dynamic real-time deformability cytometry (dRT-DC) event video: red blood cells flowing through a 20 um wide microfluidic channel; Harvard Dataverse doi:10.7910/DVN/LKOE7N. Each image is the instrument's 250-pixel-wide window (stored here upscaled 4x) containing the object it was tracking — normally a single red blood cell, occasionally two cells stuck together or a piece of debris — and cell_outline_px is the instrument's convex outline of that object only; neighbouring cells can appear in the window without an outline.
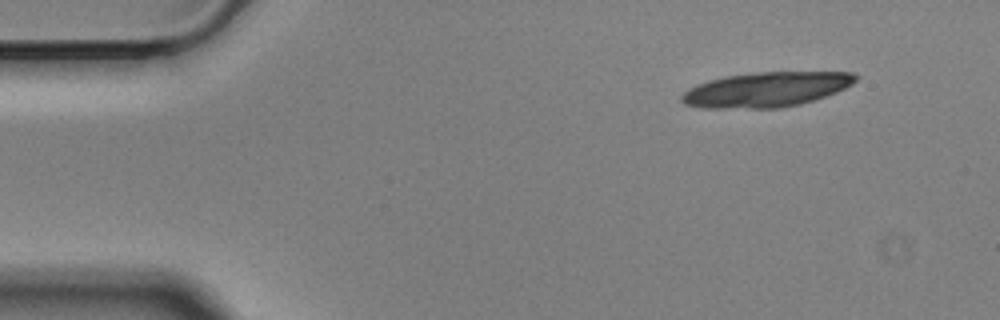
{"species": "Egyptian fruit bat (a non-hibernating species)", "species_latin": "Rousettus aegyptiacus", "temperature_condition": "cold", "stored_images_in_passage": 14, "camera_frame_rate_fps": 3000, "um_per_image_px": 0.085, "animal": {"sex": "male"}, "frame": {"image": 1, "passage_image": 1, "time_ms": 0.0, "image_size_px": [1000, 320], "cell_outline_px": [[860, 76], [852, 84], [836, 92], [800, 104], [780, 108], [704, 108], [684, 104], [680, 100], [680, 96], [688, 88], [696, 84], [708, 80], [724, 76], [756, 72], [852, 72]], "centroid_in_image_um": [65.1, 7.6], "position_along_channel_um": 19.9, "area_um2": 35.43}}